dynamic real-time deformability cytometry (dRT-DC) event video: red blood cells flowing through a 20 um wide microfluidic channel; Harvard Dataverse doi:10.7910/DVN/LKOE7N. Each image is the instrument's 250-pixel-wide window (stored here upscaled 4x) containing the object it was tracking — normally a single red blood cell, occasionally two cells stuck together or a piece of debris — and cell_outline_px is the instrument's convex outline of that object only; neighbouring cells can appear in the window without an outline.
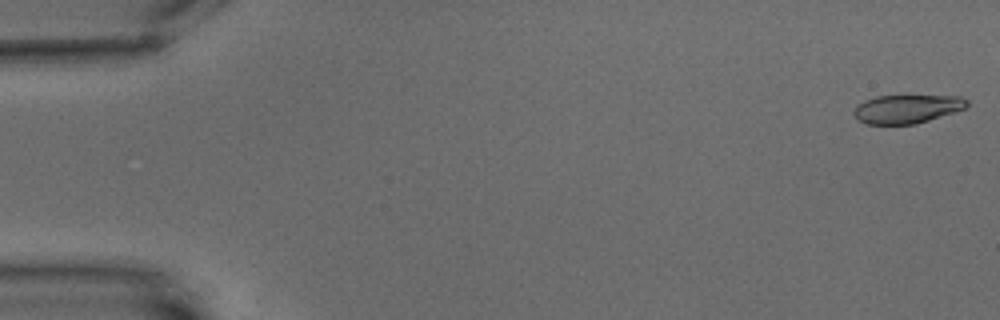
{"species": "common noctule bat (a hibernating species)", "species_latin": "Nyctalus noctula", "temperature_condition": "warm", "stored_images_in_passage": 7, "camera_frame_rate_fps": 3000, "um_per_image_px": 0.085, "animal": {"sex": "male", "body_mass_g": 15.6}, "frame": {"image": 1, "passage_image": 1, "time_ms": 0.0, "image_size_px": [1000, 320], "cell_outline_px": [[968, 104], [964, 108], [916, 124], [864, 124], [852, 112], [856, 104], [864, 100], [876, 96], [960, 96], [968, 100]], "centroid_in_image_um": [77.04, 9.25], "position_along_channel_um": 8.0, "area_um2": 18.67}}
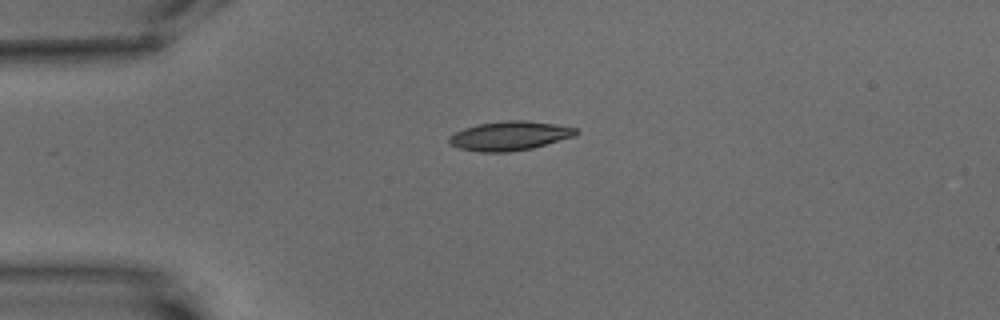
{"frame": {"image": 2, "passage_image": 5, "time_ms": 4.667, "image_size_px": [1000, 320], "cell_outline_px": [[580, 132], [576, 136], [532, 148], [508, 152], [480, 152], [460, 148], [448, 144], [448, 136], [464, 128], [476, 124], [504, 120], [524, 120], [556, 124], [576, 128]], "centroid_in_image_um": [43.32, 11.54], "position_along_channel_um": 41.7, "area_um2": 21.73}}
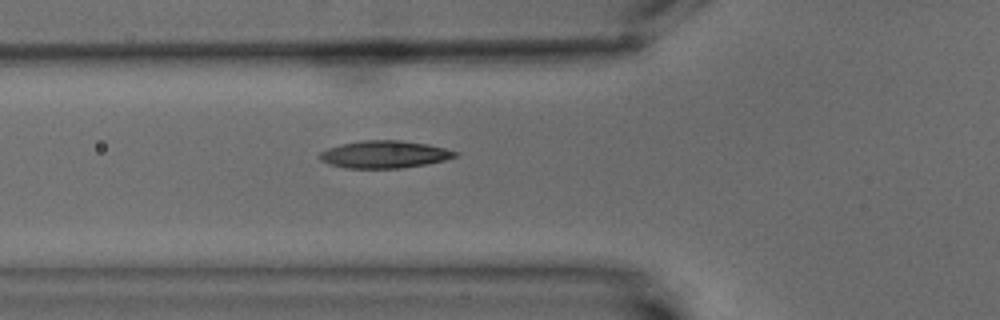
{"frame": {"image": 3, "passage_image": 7, "time_ms": 7.0, "image_size_px": [1000, 320], "cell_outline_px": [[460, 152], [456, 156], [444, 160], [428, 164], [400, 168], [348, 168], [332, 164], [320, 160], [320, 152], [328, 148], [340, 144], [360, 140], [400, 140], [428, 144]], "centroid_in_image_um": [32.7, 13.11], "position_along_channel_um": 93.1, "area_um2": 21.56}}